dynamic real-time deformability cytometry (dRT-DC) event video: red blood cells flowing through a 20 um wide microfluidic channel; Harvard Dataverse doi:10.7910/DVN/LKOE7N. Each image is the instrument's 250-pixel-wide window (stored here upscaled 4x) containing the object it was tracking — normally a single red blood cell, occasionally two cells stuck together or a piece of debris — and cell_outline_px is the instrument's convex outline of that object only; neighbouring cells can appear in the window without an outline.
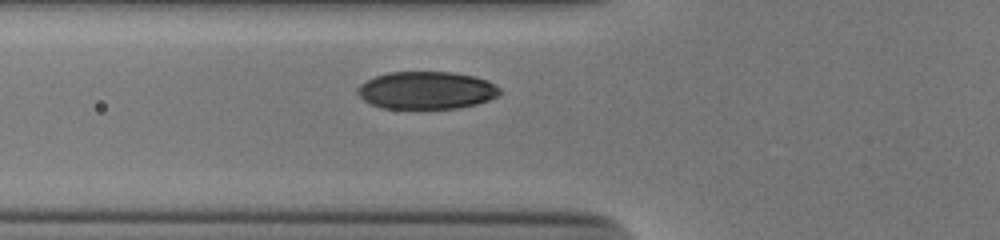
{"species": "human", "species_latin": "Homo sapiens", "temperature_condition": "cold", "stored_images_in_passage": 28, "camera_frame_rate_fps": 3000, "um_per_image_px": 0.085, "donor": {"sex": "male"}, "frame": {"image": 1, "passage_image": 4, "time_ms": 1.0, "image_size_px": [1000, 240], "cell_outline_px": [[500, 92], [496, 96], [488, 100], [476, 104], [460, 108], [380, 108], [364, 100], [356, 92], [356, 88], [360, 84], [376, 76], [388, 72], [452, 72], [476, 76], [488, 80], [500, 88]], "centroid_in_image_um": [36.25, 7.67], "position_along_channel_um": 89.5, "area_um2": 31.15}}
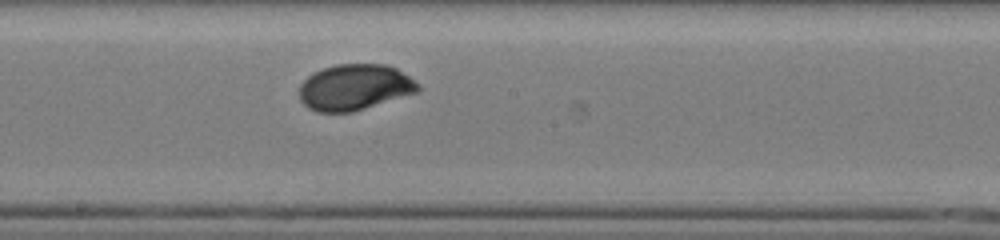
{"frame": {"image": 2, "passage_image": 14, "time_ms": 4.333, "image_size_px": [1000, 240], "cell_outline_px": [[420, 88], [416, 92], [352, 112], [316, 112], [308, 108], [300, 100], [300, 84], [312, 72], [336, 64], [384, 64], [396, 68], [420, 84]], "centroid_in_image_um": [30.11, 7.41], "position_along_channel_um": 218.1, "area_um2": 31.62}}
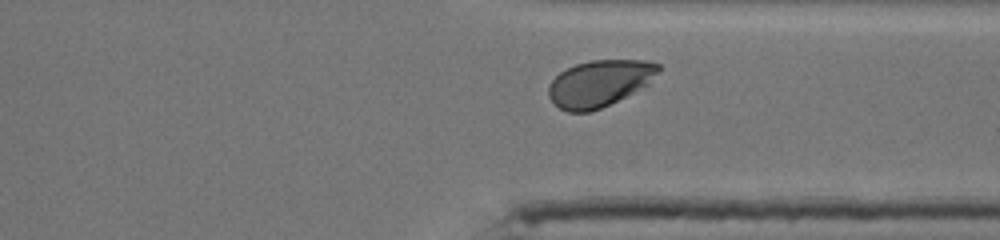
{"frame": {"image": 3, "passage_image": 25, "time_ms": 8.0, "image_size_px": [1000, 240], "cell_outline_px": [[660, 72], [648, 84], [600, 108], [588, 112], [568, 112], [560, 108], [548, 96], [548, 84], [560, 72], [576, 64], [592, 60], [644, 60], [660, 64]], "centroid_in_image_um": [50.95, 7.07], "position_along_channel_um": 360.4, "area_um2": 29.48}, "authors_computed_cell_mechanics": {"area_um2": 31.4143, "velocity_mm_per_s": 3.8589, "shape_relaxation_time_tau1_ms": 2.4611, "shape_relaxation_time_tau2_ms": null, "deformation_change_tau1": 0.1319, "deformation_change_tau2": null}}